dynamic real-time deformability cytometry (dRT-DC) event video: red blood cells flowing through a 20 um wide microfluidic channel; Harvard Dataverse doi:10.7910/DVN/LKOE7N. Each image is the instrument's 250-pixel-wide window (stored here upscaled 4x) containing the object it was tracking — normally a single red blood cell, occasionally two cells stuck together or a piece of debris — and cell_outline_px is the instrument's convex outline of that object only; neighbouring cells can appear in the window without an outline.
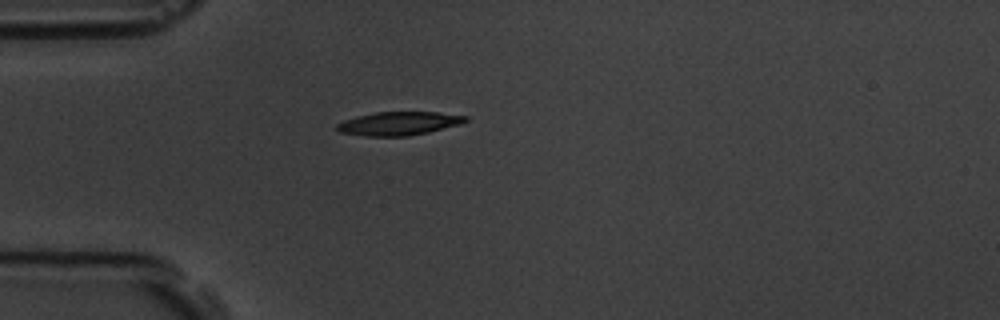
{"species": "common noctule bat (a hibernating species)", "species_latin": "Nyctalus noctula", "temperature_condition": "room temperature", "stored_images_in_passage": 2, "camera_frame_rate_fps": 3000, "um_per_image_px": 0.085, "animal": {"sex": "male", "body_mass_g": 19.5, "forearm_length_mm": 54.6}, "frame": {"image": 1, "passage_image": 1, "time_ms": 0.0, "image_size_px": [1000, 320], "cell_outline_px": [[468, 120], [460, 124], [428, 132], [408, 136], [364, 136], [340, 132], [336, 128], [336, 124], [344, 120], [356, 116], [376, 112], [436, 112], [468, 116]], "centroid_in_image_um": [33.88, 10.49], "position_along_channel_um": 51.1, "area_um2": 17.57}}